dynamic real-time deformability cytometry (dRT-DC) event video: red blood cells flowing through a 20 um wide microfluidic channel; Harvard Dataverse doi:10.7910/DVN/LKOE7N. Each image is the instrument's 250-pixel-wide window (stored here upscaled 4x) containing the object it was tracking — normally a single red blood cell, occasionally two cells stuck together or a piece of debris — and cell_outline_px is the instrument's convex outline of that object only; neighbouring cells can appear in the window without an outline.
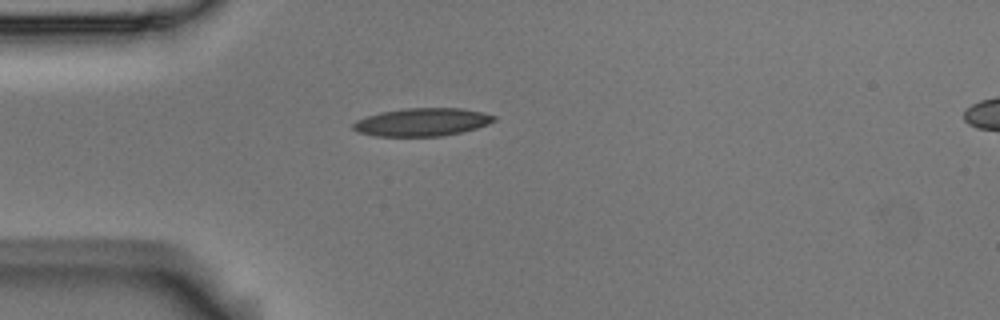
{"species": "Egyptian fruit bat (a non-hibernating species)", "species_latin": "Rousettus aegyptiacus", "temperature_condition": "room temperature", "stored_images_in_passage": 2, "segment_of_instrument_passage": [1, 2], "camera_frame_rate_fps": 3000, "um_per_image_px": 0.085, "animal": {"sex": "male"}, "frame": {"image": 1, "passage_image": 1, "time_ms": 0.0, "image_size_px": [1000, 320], "cell_outline_px": [[496, 120], [488, 124], [476, 128], [444, 136], [376, 136], [356, 132], [352, 128], [352, 124], [356, 120], [380, 112], [404, 108], [464, 108], [484, 112], [496, 116]], "centroid_in_image_um": [35.88, 10.37], "position_along_channel_um": 49.1, "area_um2": 23.12}}